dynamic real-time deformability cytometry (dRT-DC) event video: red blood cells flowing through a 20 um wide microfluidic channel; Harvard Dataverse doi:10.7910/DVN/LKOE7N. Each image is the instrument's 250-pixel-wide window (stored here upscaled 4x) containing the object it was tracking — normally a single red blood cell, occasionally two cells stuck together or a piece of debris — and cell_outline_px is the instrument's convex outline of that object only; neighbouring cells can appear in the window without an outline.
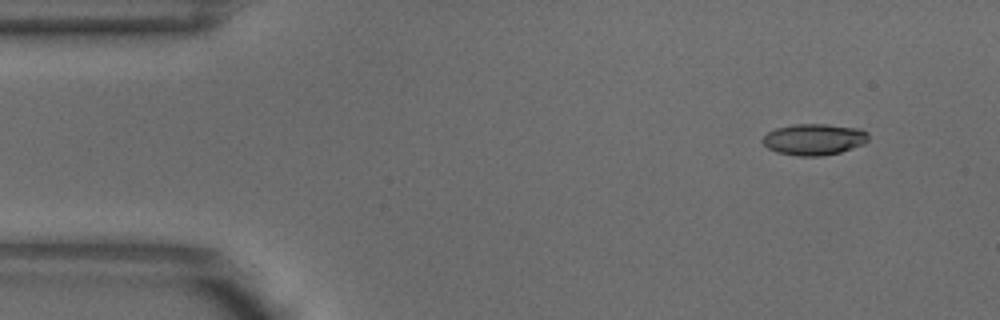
{"species": "common noctule bat (a hibernating species)", "species_latin": "Nyctalus noctula", "temperature_condition": "warm", "stored_images_in_passage": 3, "camera_frame_rate_fps": 3000, "um_per_image_px": 0.085, "animal": {"sex": "male", "body_mass_g": 18.8}, "frame": {"image": 1, "passage_image": 1, "time_ms": 0.0, "image_size_px": [1000, 320], "cell_outline_px": [[868, 140], [864, 144], [840, 152], [820, 156], [800, 156], [776, 152], [768, 148], [760, 140], [768, 132], [776, 128], [792, 124], [828, 124], [860, 128], [868, 132]], "centroid_in_image_um": [69.2, 11.84], "position_along_channel_um": 15.8, "area_um2": 19.42}}